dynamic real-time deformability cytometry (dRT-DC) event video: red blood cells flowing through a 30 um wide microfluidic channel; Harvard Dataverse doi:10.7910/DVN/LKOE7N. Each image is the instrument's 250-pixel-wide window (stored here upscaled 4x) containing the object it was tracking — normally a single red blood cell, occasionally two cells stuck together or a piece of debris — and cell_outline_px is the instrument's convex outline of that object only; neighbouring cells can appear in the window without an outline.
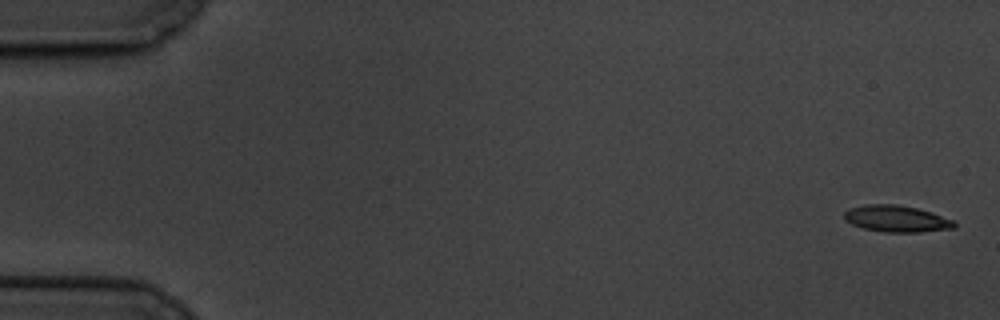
{"species": "common noctule bat (a hibernating species)", "species_latin": "Nyctalus noctula", "temperature_condition": "cold", "stored_images_in_passage": 5, "camera_frame_rate_fps": 3000, "um_per_image_px": 0.085, "animal": {"sex": "male", "body_mass_g": 19.5, "forearm_length_mm": 54.6}, "frame": {"image": 1, "passage_image": 1, "time_ms": 0.0, "image_size_px": [1000, 320], "cell_outline_px": [[956, 228], [920, 232], [884, 232], [864, 228], [852, 224], [844, 220], [844, 212], [848, 208], [864, 204], [896, 204], [916, 208], [932, 212], [956, 220]], "centroid_in_image_um": [76.22, 18.58], "position_along_channel_um": 8.8, "area_um2": 17.28}}
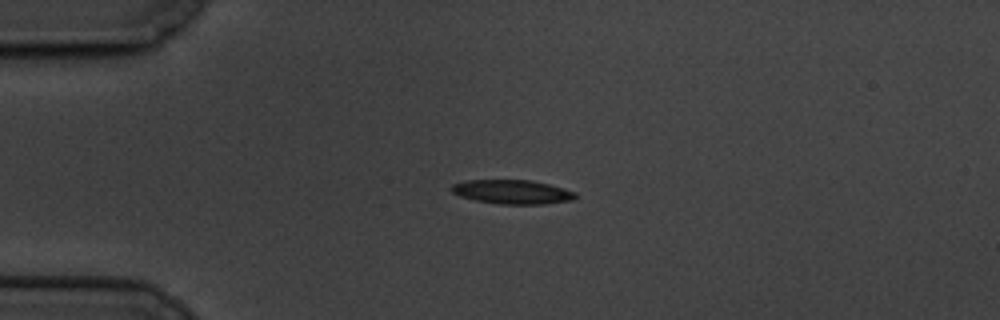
{"frame": {"image": 2, "passage_image": 4, "time_ms": 4.333, "image_size_px": [1000, 320], "cell_outline_px": [[580, 196], [572, 200], [544, 204], [500, 204], [476, 200], [460, 196], [452, 192], [448, 188], [452, 184], [464, 180], [532, 180], [564, 188], [576, 192]], "centroid_in_image_um": [43.55, 16.3], "position_along_channel_um": 41.4, "area_um2": 17.57}}